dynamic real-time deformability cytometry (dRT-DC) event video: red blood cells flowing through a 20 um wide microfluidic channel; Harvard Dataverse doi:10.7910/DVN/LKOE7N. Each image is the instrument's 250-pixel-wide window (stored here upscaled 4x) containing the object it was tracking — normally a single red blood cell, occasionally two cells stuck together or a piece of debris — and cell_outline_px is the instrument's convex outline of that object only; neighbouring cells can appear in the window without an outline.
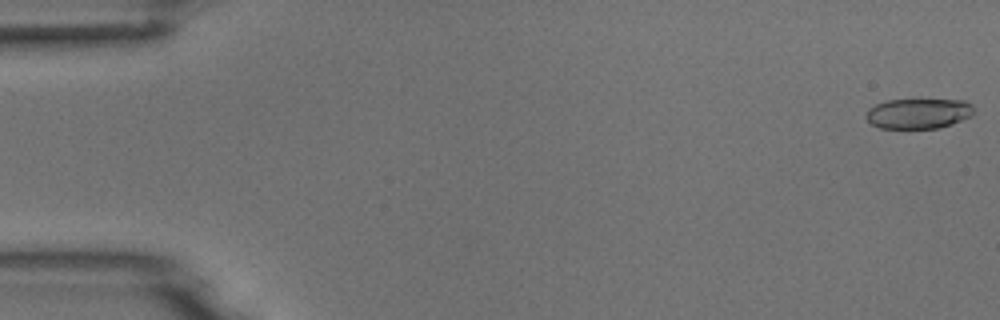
{"species": "common noctule bat (a hibernating species)", "species_latin": "Nyctalus noctula", "temperature_condition": "room temperature", "stored_images_in_passage": 5, "camera_frame_rate_fps": 3000, "um_per_image_px": 0.085, "animal": {"sex": "male", "body_mass_g": 18.8}, "frame": {"image": 1, "passage_image": 1, "time_ms": 0.0, "image_size_px": [1000, 320], "cell_outline_px": [[972, 116], [952, 124], [940, 128], [880, 128], [872, 124], [864, 116], [868, 108], [876, 104], [888, 100], [964, 100], [972, 104]], "centroid_in_image_um": [78.05, 9.65], "position_along_channel_um": 6.9, "area_um2": 18.96}}
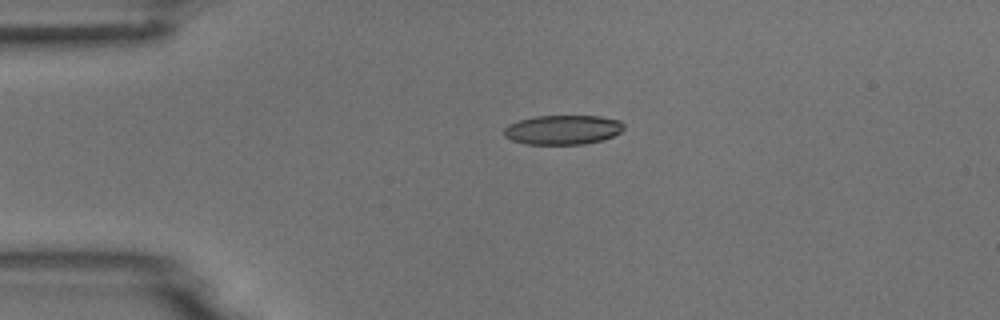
{"frame": {"image": 2, "passage_image": 4, "time_ms": 1.0, "image_size_px": [1000, 320], "cell_outline_px": [[624, 128], [620, 132], [604, 140], [584, 144], [524, 144], [512, 140], [504, 136], [504, 128], [508, 124], [520, 120], [536, 116], [600, 116], [620, 120], [624, 124]], "centroid_in_image_um": [47.84, 11.03], "position_along_channel_um": 37.2, "area_um2": 20.63}}